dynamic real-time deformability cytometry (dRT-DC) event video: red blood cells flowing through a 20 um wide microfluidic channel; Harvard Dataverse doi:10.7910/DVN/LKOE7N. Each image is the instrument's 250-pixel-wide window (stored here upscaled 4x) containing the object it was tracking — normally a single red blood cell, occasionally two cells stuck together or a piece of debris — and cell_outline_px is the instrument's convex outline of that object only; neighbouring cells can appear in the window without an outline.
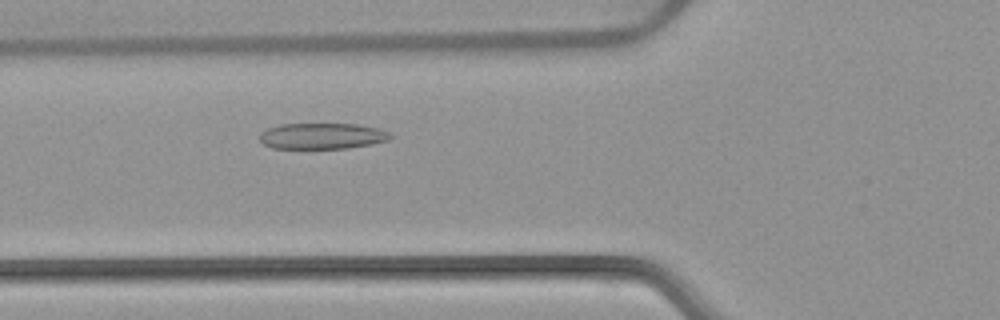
{"species": "common noctule bat (a hibernating species)", "species_latin": "Nyctalus noctula", "temperature_condition": "warm", "stored_images_in_passage": 48, "camera_frame_rate_fps": 3000, "um_per_image_px": 0.085, "animal": {"sex": "female", "body_mass_g": 22.7, "forearm_length_mm": 54.2}, "frame": {"image": 1, "passage_image": 15, "time_ms": 4.667, "image_size_px": [1000, 320], "cell_outline_px": [[392, 136], [388, 140], [372, 144], [348, 148], [272, 148], [264, 144], [260, 140], [260, 132], [268, 128], [280, 124], [356, 124], [380, 128], [388, 132]], "centroid_in_image_um": [27.39, 11.56], "position_along_channel_um": 98.4, "area_um2": 19.77}}
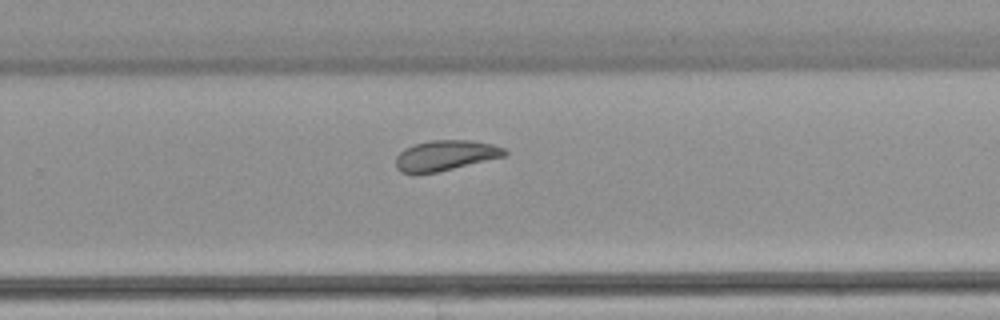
{"frame": {"image": 2, "passage_image": 30, "time_ms": 9.667, "image_size_px": [1000, 320], "cell_outline_px": [[508, 152], [504, 156], [436, 172], [400, 172], [396, 168], [396, 156], [404, 148], [416, 144], [432, 140], [472, 140], [492, 144], [504, 148]], "centroid_in_image_um": [37.86, 13.19], "position_along_channel_um": 291.9, "area_um2": 18.84}}
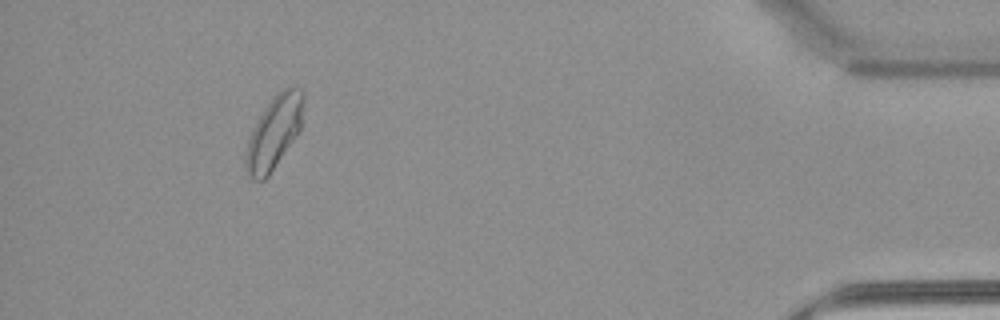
{"frame": {"image": 3, "passage_image": 44, "time_ms": 14.333, "image_size_px": [1000, 320], "cell_outline_px": [[304, 100], [300, 132], [268, 176], [264, 180], [252, 180], [248, 176], [244, 168], [244, 152], [248, 136], [256, 120], [264, 108], [276, 92], [284, 88], [300, 88], [304, 92]], "centroid_in_image_um": [23.26, 11.28], "position_along_channel_um": 411.9, "area_um2": 25.03}, "authors_computed_cell_mechanics": {"area_um2": 21.1259, "velocity_mm_per_s": 3.8797, "shape_relaxation_time_tau1_ms": null, "shape_relaxation_time_tau2_ms": 3.1068, "deformation_change_tau1": null, "deformation_change_tau2": 0.0996}}